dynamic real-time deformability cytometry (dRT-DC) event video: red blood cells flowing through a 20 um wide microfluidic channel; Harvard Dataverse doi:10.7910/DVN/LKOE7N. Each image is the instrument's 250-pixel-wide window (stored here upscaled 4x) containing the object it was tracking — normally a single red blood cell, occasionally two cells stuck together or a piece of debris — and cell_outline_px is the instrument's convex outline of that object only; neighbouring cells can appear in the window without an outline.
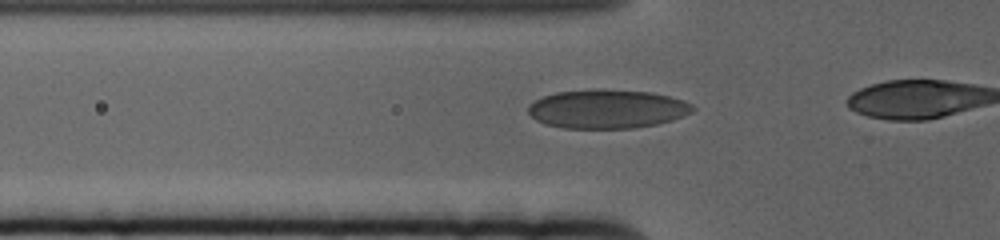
{"species": "human", "species_latin": "Homo sapiens", "temperature_condition": "cold", "stored_images_in_passage": 23, "camera_frame_rate_fps": 3000, "um_per_image_px": 0.085, "donor": {"sex": "female"}, "frame": {"image": 1, "passage_image": 17, "time_ms": 5.333, "image_size_px": [1000, 240], "cell_outline_px": [[696, 108], [692, 112], [684, 116], [672, 120], [656, 124], [636, 128], [564, 128], [548, 124], [536, 120], [528, 112], [528, 104], [544, 96], [556, 92], [652, 92], [668, 96], [692, 104]], "centroid_in_image_um": [51.64, 9.31], "position_along_channel_um": 74.2, "area_um2": 35.95}}
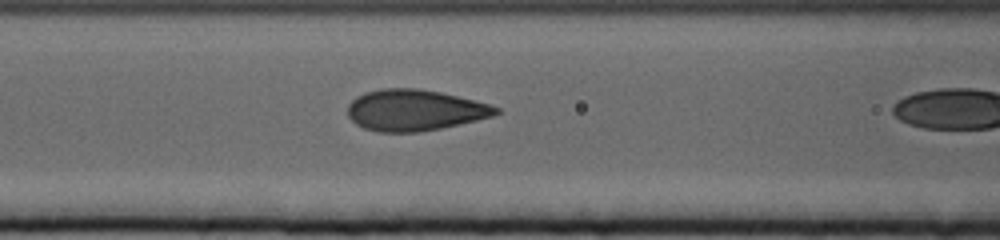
{"frame": {"image": 2, "passage_image": 22, "time_ms": 7.0, "image_size_px": [1000, 240], "cell_outline_px": [[500, 112], [492, 116], [476, 120], [440, 128], [420, 132], [380, 132], [364, 128], [356, 124], [348, 116], [348, 104], [356, 96], [364, 92], [384, 88], [416, 88], [440, 92], [488, 104], [500, 108]], "centroid_in_image_um": [35.2, 9.36], "position_along_channel_um": 131.4, "area_um2": 35.32}}